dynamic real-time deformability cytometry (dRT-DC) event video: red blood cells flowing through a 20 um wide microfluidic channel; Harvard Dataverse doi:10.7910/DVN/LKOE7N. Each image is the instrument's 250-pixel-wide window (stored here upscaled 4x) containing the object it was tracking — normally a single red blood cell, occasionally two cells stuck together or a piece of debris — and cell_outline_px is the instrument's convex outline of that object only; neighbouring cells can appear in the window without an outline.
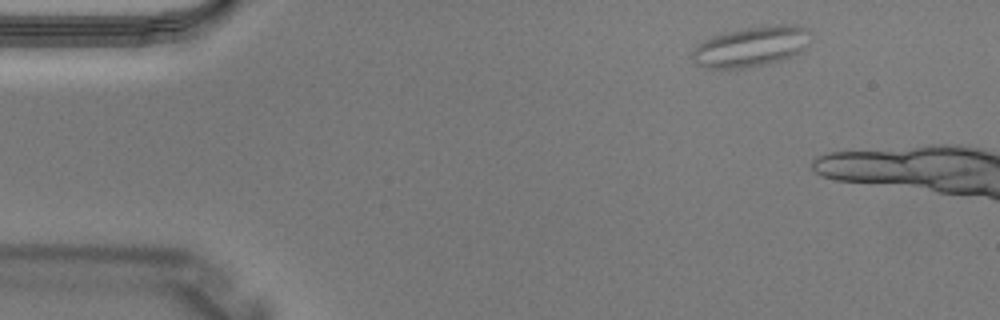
{"species": "Egyptian fruit bat (a non-hibernating species)", "species_latin": "Rousettus aegyptiacus", "temperature_condition": "warm", "stored_images_in_passage": 3, "camera_frame_rate_fps": 3000, "um_per_image_px": 0.085, "animal": {"sex": "male"}, "frame": {"image": 1, "passage_image": 1, "time_ms": 0.0, "image_size_px": [1000, 320], "cell_outline_px": [[812, 32], [804, 48], [800, 52], [792, 56], [768, 64], [736, 72], [704, 68], [696, 64], [692, 60], [692, 52], [704, 40], [712, 36], [724, 32], [740, 28], [776, 24], [792, 24], [808, 28]], "centroid_in_image_um": [63.82, 4.0], "position_along_channel_um": 21.2, "area_um2": 28.78}}